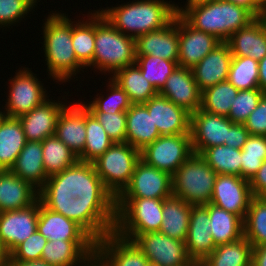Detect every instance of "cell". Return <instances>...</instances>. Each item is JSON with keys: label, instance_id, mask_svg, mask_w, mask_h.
I'll use <instances>...</instances> for the list:
<instances>
[{"label": "cell", "instance_id": "cell-27", "mask_svg": "<svg viewBox=\"0 0 266 266\" xmlns=\"http://www.w3.org/2000/svg\"><path fill=\"white\" fill-rule=\"evenodd\" d=\"M37 231L48 241L94 240L80 225L46 208L39 199Z\"/></svg>", "mask_w": 266, "mask_h": 266}, {"label": "cell", "instance_id": "cell-42", "mask_svg": "<svg viewBox=\"0 0 266 266\" xmlns=\"http://www.w3.org/2000/svg\"><path fill=\"white\" fill-rule=\"evenodd\" d=\"M243 227L244 237L252 247L266 245V198H252Z\"/></svg>", "mask_w": 266, "mask_h": 266}, {"label": "cell", "instance_id": "cell-63", "mask_svg": "<svg viewBox=\"0 0 266 266\" xmlns=\"http://www.w3.org/2000/svg\"><path fill=\"white\" fill-rule=\"evenodd\" d=\"M4 116H5L4 112H2L0 109V121L4 118Z\"/></svg>", "mask_w": 266, "mask_h": 266}, {"label": "cell", "instance_id": "cell-21", "mask_svg": "<svg viewBox=\"0 0 266 266\" xmlns=\"http://www.w3.org/2000/svg\"><path fill=\"white\" fill-rule=\"evenodd\" d=\"M46 99L40 105L18 117L27 141L42 142L55 135L58 117L67 102Z\"/></svg>", "mask_w": 266, "mask_h": 266}, {"label": "cell", "instance_id": "cell-40", "mask_svg": "<svg viewBox=\"0 0 266 266\" xmlns=\"http://www.w3.org/2000/svg\"><path fill=\"white\" fill-rule=\"evenodd\" d=\"M238 92L228 80L219 82L202 91L200 109L227 117Z\"/></svg>", "mask_w": 266, "mask_h": 266}, {"label": "cell", "instance_id": "cell-52", "mask_svg": "<svg viewBox=\"0 0 266 266\" xmlns=\"http://www.w3.org/2000/svg\"><path fill=\"white\" fill-rule=\"evenodd\" d=\"M249 135L244 124L234 123L229 129L228 141H225L224 145L241 150Z\"/></svg>", "mask_w": 266, "mask_h": 266}, {"label": "cell", "instance_id": "cell-36", "mask_svg": "<svg viewBox=\"0 0 266 266\" xmlns=\"http://www.w3.org/2000/svg\"><path fill=\"white\" fill-rule=\"evenodd\" d=\"M253 247L242 237L238 241L216 246L200 266H252Z\"/></svg>", "mask_w": 266, "mask_h": 266}, {"label": "cell", "instance_id": "cell-26", "mask_svg": "<svg viewBox=\"0 0 266 266\" xmlns=\"http://www.w3.org/2000/svg\"><path fill=\"white\" fill-rule=\"evenodd\" d=\"M231 61L232 53L229 45L226 42H221L191 68L199 90L202 92L219 82L226 81Z\"/></svg>", "mask_w": 266, "mask_h": 266}, {"label": "cell", "instance_id": "cell-41", "mask_svg": "<svg viewBox=\"0 0 266 266\" xmlns=\"http://www.w3.org/2000/svg\"><path fill=\"white\" fill-rule=\"evenodd\" d=\"M200 156L217 174L240 176L241 150L218 145L205 149Z\"/></svg>", "mask_w": 266, "mask_h": 266}, {"label": "cell", "instance_id": "cell-9", "mask_svg": "<svg viewBox=\"0 0 266 266\" xmlns=\"http://www.w3.org/2000/svg\"><path fill=\"white\" fill-rule=\"evenodd\" d=\"M141 151L126 142H116L93 162L105 188L115 199L128 186Z\"/></svg>", "mask_w": 266, "mask_h": 266}, {"label": "cell", "instance_id": "cell-5", "mask_svg": "<svg viewBox=\"0 0 266 266\" xmlns=\"http://www.w3.org/2000/svg\"><path fill=\"white\" fill-rule=\"evenodd\" d=\"M135 62V38L115 29L98 10H95L94 57L88 67L93 66L101 73L112 75Z\"/></svg>", "mask_w": 266, "mask_h": 266}, {"label": "cell", "instance_id": "cell-8", "mask_svg": "<svg viewBox=\"0 0 266 266\" xmlns=\"http://www.w3.org/2000/svg\"><path fill=\"white\" fill-rule=\"evenodd\" d=\"M217 175L199 154L193 153L172 175V196L192 206L207 205Z\"/></svg>", "mask_w": 266, "mask_h": 266}, {"label": "cell", "instance_id": "cell-23", "mask_svg": "<svg viewBox=\"0 0 266 266\" xmlns=\"http://www.w3.org/2000/svg\"><path fill=\"white\" fill-rule=\"evenodd\" d=\"M95 255L106 266H146L149 261L133 241L115 232L96 242Z\"/></svg>", "mask_w": 266, "mask_h": 266}, {"label": "cell", "instance_id": "cell-4", "mask_svg": "<svg viewBox=\"0 0 266 266\" xmlns=\"http://www.w3.org/2000/svg\"><path fill=\"white\" fill-rule=\"evenodd\" d=\"M181 17L196 30L212 34L221 42L255 19L247 9L223 0L189 8Z\"/></svg>", "mask_w": 266, "mask_h": 266}, {"label": "cell", "instance_id": "cell-47", "mask_svg": "<svg viewBox=\"0 0 266 266\" xmlns=\"http://www.w3.org/2000/svg\"><path fill=\"white\" fill-rule=\"evenodd\" d=\"M263 94L260 88L239 90L227 117L233 123L244 124Z\"/></svg>", "mask_w": 266, "mask_h": 266}, {"label": "cell", "instance_id": "cell-31", "mask_svg": "<svg viewBox=\"0 0 266 266\" xmlns=\"http://www.w3.org/2000/svg\"><path fill=\"white\" fill-rule=\"evenodd\" d=\"M10 170L39 192L48 178L43 167L42 142L27 141Z\"/></svg>", "mask_w": 266, "mask_h": 266}, {"label": "cell", "instance_id": "cell-13", "mask_svg": "<svg viewBox=\"0 0 266 266\" xmlns=\"http://www.w3.org/2000/svg\"><path fill=\"white\" fill-rule=\"evenodd\" d=\"M172 196V175L140 160L128 186L117 198L167 199Z\"/></svg>", "mask_w": 266, "mask_h": 266}, {"label": "cell", "instance_id": "cell-18", "mask_svg": "<svg viewBox=\"0 0 266 266\" xmlns=\"http://www.w3.org/2000/svg\"><path fill=\"white\" fill-rule=\"evenodd\" d=\"M160 135L190 134L191 114L157 94L143 103Z\"/></svg>", "mask_w": 266, "mask_h": 266}, {"label": "cell", "instance_id": "cell-29", "mask_svg": "<svg viewBox=\"0 0 266 266\" xmlns=\"http://www.w3.org/2000/svg\"><path fill=\"white\" fill-rule=\"evenodd\" d=\"M38 199V191L11 170L0 171V213L26 208Z\"/></svg>", "mask_w": 266, "mask_h": 266}, {"label": "cell", "instance_id": "cell-39", "mask_svg": "<svg viewBox=\"0 0 266 266\" xmlns=\"http://www.w3.org/2000/svg\"><path fill=\"white\" fill-rule=\"evenodd\" d=\"M113 143L101 123L86 107V141L83 153L78 161L93 163Z\"/></svg>", "mask_w": 266, "mask_h": 266}, {"label": "cell", "instance_id": "cell-1", "mask_svg": "<svg viewBox=\"0 0 266 266\" xmlns=\"http://www.w3.org/2000/svg\"><path fill=\"white\" fill-rule=\"evenodd\" d=\"M73 197L84 201H116L105 188L94 164L82 161L48 177L38 192L41 202H65Z\"/></svg>", "mask_w": 266, "mask_h": 266}, {"label": "cell", "instance_id": "cell-44", "mask_svg": "<svg viewBox=\"0 0 266 266\" xmlns=\"http://www.w3.org/2000/svg\"><path fill=\"white\" fill-rule=\"evenodd\" d=\"M266 160V136L249 135L241 149L240 177L250 181Z\"/></svg>", "mask_w": 266, "mask_h": 266}, {"label": "cell", "instance_id": "cell-25", "mask_svg": "<svg viewBox=\"0 0 266 266\" xmlns=\"http://www.w3.org/2000/svg\"><path fill=\"white\" fill-rule=\"evenodd\" d=\"M210 228L207 208L204 205L192 206L185 244L193 262L200 264L216 248Z\"/></svg>", "mask_w": 266, "mask_h": 266}, {"label": "cell", "instance_id": "cell-58", "mask_svg": "<svg viewBox=\"0 0 266 266\" xmlns=\"http://www.w3.org/2000/svg\"><path fill=\"white\" fill-rule=\"evenodd\" d=\"M7 266H50L43 260L34 261H8Z\"/></svg>", "mask_w": 266, "mask_h": 266}, {"label": "cell", "instance_id": "cell-33", "mask_svg": "<svg viewBox=\"0 0 266 266\" xmlns=\"http://www.w3.org/2000/svg\"><path fill=\"white\" fill-rule=\"evenodd\" d=\"M191 207V204L175 196L164 199L160 232L173 239L185 241L190 222Z\"/></svg>", "mask_w": 266, "mask_h": 266}, {"label": "cell", "instance_id": "cell-11", "mask_svg": "<svg viewBox=\"0 0 266 266\" xmlns=\"http://www.w3.org/2000/svg\"><path fill=\"white\" fill-rule=\"evenodd\" d=\"M14 76L8 80L9 95L2 111L7 117L18 118L48 99L49 93L28 67L16 71Z\"/></svg>", "mask_w": 266, "mask_h": 266}, {"label": "cell", "instance_id": "cell-64", "mask_svg": "<svg viewBox=\"0 0 266 266\" xmlns=\"http://www.w3.org/2000/svg\"><path fill=\"white\" fill-rule=\"evenodd\" d=\"M186 266H200V264H187Z\"/></svg>", "mask_w": 266, "mask_h": 266}, {"label": "cell", "instance_id": "cell-3", "mask_svg": "<svg viewBox=\"0 0 266 266\" xmlns=\"http://www.w3.org/2000/svg\"><path fill=\"white\" fill-rule=\"evenodd\" d=\"M45 61L47 72L55 82H69L85 67L77 60L72 46V21L58 11L50 13L43 26ZM82 68V69H81Z\"/></svg>", "mask_w": 266, "mask_h": 266}, {"label": "cell", "instance_id": "cell-35", "mask_svg": "<svg viewBox=\"0 0 266 266\" xmlns=\"http://www.w3.org/2000/svg\"><path fill=\"white\" fill-rule=\"evenodd\" d=\"M110 78L127 93L132 104L145 103L158 94L136 64L117 70Z\"/></svg>", "mask_w": 266, "mask_h": 266}, {"label": "cell", "instance_id": "cell-62", "mask_svg": "<svg viewBox=\"0 0 266 266\" xmlns=\"http://www.w3.org/2000/svg\"><path fill=\"white\" fill-rule=\"evenodd\" d=\"M146 266H161V265H159V264H157V263H154V262H150V261H148V263H147Z\"/></svg>", "mask_w": 266, "mask_h": 266}, {"label": "cell", "instance_id": "cell-15", "mask_svg": "<svg viewBox=\"0 0 266 266\" xmlns=\"http://www.w3.org/2000/svg\"><path fill=\"white\" fill-rule=\"evenodd\" d=\"M234 123L226 116L198 109L191 114L190 134L192 149L201 154L205 149L224 145L228 141L229 129Z\"/></svg>", "mask_w": 266, "mask_h": 266}, {"label": "cell", "instance_id": "cell-56", "mask_svg": "<svg viewBox=\"0 0 266 266\" xmlns=\"http://www.w3.org/2000/svg\"><path fill=\"white\" fill-rule=\"evenodd\" d=\"M259 74V88L263 93H266V55L259 61L258 65Z\"/></svg>", "mask_w": 266, "mask_h": 266}, {"label": "cell", "instance_id": "cell-12", "mask_svg": "<svg viewBox=\"0 0 266 266\" xmlns=\"http://www.w3.org/2000/svg\"><path fill=\"white\" fill-rule=\"evenodd\" d=\"M133 242L150 262L161 266L198 264L189 258L185 241L173 239L160 231L140 234Z\"/></svg>", "mask_w": 266, "mask_h": 266}, {"label": "cell", "instance_id": "cell-10", "mask_svg": "<svg viewBox=\"0 0 266 266\" xmlns=\"http://www.w3.org/2000/svg\"><path fill=\"white\" fill-rule=\"evenodd\" d=\"M193 153L191 134L161 135L141 150V160L173 175Z\"/></svg>", "mask_w": 266, "mask_h": 266}, {"label": "cell", "instance_id": "cell-7", "mask_svg": "<svg viewBox=\"0 0 266 266\" xmlns=\"http://www.w3.org/2000/svg\"><path fill=\"white\" fill-rule=\"evenodd\" d=\"M164 199L116 198L114 232L133 241L138 235L160 231Z\"/></svg>", "mask_w": 266, "mask_h": 266}, {"label": "cell", "instance_id": "cell-2", "mask_svg": "<svg viewBox=\"0 0 266 266\" xmlns=\"http://www.w3.org/2000/svg\"><path fill=\"white\" fill-rule=\"evenodd\" d=\"M106 8L98 11L115 29L135 39L164 28L176 15L175 3L166 0H135Z\"/></svg>", "mask_w": 266, "mask_h": 266}, {"label": "cell", "instance_id": "cell-14", "mask_svg": "<svg viewBox=\"0 0 266 266\" xmlns=\"http://www.w3.org/2000/svg\"><path fill=\"white\" fill-rule=\"evenodd\" d=\"M253 197L248 180L236 175L218 174L210 203L244 221Z\"/></svg>", "mask_w": 266, "mask_h": 266}, {"label": "cell", "instance_id": "cell-50", "mask_svg": "<svg viewBox=\"0 0 266 266\" xmlns=\"http://www.w3.org/2000/svg\"><path fill=\"white\" fill-rule=\"evenodd\" d=\"M114 142H126V112L92 113Z\"/></svg>", "mask_w": 266, "mask_h": 266}, {"label": "cell", "instance_id": "cell-16", "mask_svg": "<svg viewBox=\"0 0 266 266\" xmlns=\"http://www.w3.org/2000/svg\"><path fill=\"white\" fill-rule=\"evenodd\" d=\"M39 198L30 206L0 213V239L10 254L37 230Z\"/></svg>", "mask_w": 266, "mask_h": 266}, {"label": "cell", "instance_id": "cell-34", "mask_svg": "<svg viewBox=\"0 0 266 266\" xmlns=\"http://www.w3.org/2000/svg\"><path fill=\"white\" fill-rule=\"evenodd\" d=\"M210 217V231L216 246L232 243L244 237L243 220L225 209L209 203L204 205Z\"/></svg>", "mask_w": 266, "mask_h": 266}, {"label": "cell", "instance_id": "cell-57", "mask_svg": "<svg viewBox=\"0 0 266 266\" xmlns=\"http://www.w3.org/2000/svg\"><path fill=\"white\" fill-rule=\"evenodd\" d=\"M188 1V2H187ZM185 3V7H179L177 4L175 5V12L177 15H182L187 9L193 8L199 5L207 4L209 2L215 1V0H187Z\"/></svg>", "mask_w": 266, "mask_h": 266}, {"label": "cell", "instance_id": "cell-37", "mask_svg": "<svg viewBox=\"0 0 266 266\" xmlns=\"http://www.w3.org/2000/svg\"><path fill=\"white\" fill-rule=\"evenodd\" d=\"M86 19L85 21L81 19L76 22L72 21V46L77 60L88 68L94 57L95 10L93 13H88Z\"/></svg>", "mask_w": 266, "mask_h": 266}, {"label": "cell", "instance_id": "cell-30", "mask_svg": "<svg viewBox=\"0 0 266 266\" xmlns=\"http://www.w3.org/2000/svg\"><path fill=\"white\" fill-rule=\"evenodd\" d=\"M161 135L143 104H132L126 111V143L139 151Z\"/></svg>", "mask_w": 266, "mask_h": 266}, {"label": "cell", "instance_id": "cell-55", "mask_svg": "<svg viewBox=\"0 0 266 266\" xmlns=\"http://www.w3.org/2000/svg\"><path fill=\"white\" fill-rule=\"evenodd\" d=\"M252 266H266V245L253 247Z\"/></svg>", "mask_w": 266, "mask_h": 266}, {"label": "cell", "instance_id": "cell-49", "mask_svg": "<svg viewBox=\"0 0 266 266\" xmlns=\"http://www.w3.org/2000/svg\"><path fill=\"white\" fill-rule=\"evenodd\" d=\"M47 242L48 240L36 230L9 254V261L41 260Z\"/></svg>", "mask_w": 266, "mask_h": 266}, {"label": "cell", "instance_id": "cell-24", "mask_svg": "<svg viewBox=\"0 0 266 266\" xmlns=\"http://www.w3.org/2000/svg\"><path fill=\"white\" fill-rule=\"evenodd\" d=\"M55 136L78 158L82 155L86 141V106L83 102L78 101L62 109L57 120Z\"/></svg>", "mask_w": 266, "mask_h": 266}, {"label": "cell", "instance_id": "cell-46", "mask_svg": "<svg viewBox=\"0 0 266 266\" xmlns=\"http://www.w3.org/2000/svg\"><path fill=\"white\" fill-rule=\"evenodd\" d=\"M108 83V93L105 95L106 97L101 94H97L93 101L89 103H85V106L91 113H119V112H126L132 103L130 102L127 93L111 78L109 79ZM99 95V97H98Z\"/></svg>", "mask_w": 266, "mask_h": 266}, {"label": "cell", "instance_id": "cell-28", "mask_svg": "<svg viewBox=\"0 0 266 266\" xmlns=\"http://www.w3.org/2000/svg\"><path fill=\"white\" fill-rule=\"evenodd\" d=\"M232 56L250 57L260 61L266 55V28L260 18L240 28L226 41Z\"/></svg>", "mask_w": 266, "mask_h": 266}, {"label": "cell", "instance_id": "cell-17", "mask_svg": "<svg viewBox=\"0 0 266 266\" xmlns=\"http://www.w3.org/2000/svg\"><path fill=\"white\" fill-rule=\"evenodd\" d=\"M136 56H155L178 63L179 15L164 28L135 39Z\"/></svg>", "mask_w": 266, "mask_h": 266}, {"label": "cell", "instance_id": "cell-48", "mask_svg": "<svg viewBox=\"0 0 266 266\" xmlns=\"http://www.w3.org/2000/svg\"><path fill=\"white\" fill-rule=\"evenodd\" d=\"M36 3L35 0H0V27L19 23L37 6Z\"/></svg>", "mask_w": 266, "mask_h": 266}, {"label": "cell", "instance_id": "cell-51", "mask_svg": "<svg viewBox=\"0 0 266 266\" xmlns=\"http://www.w3.org/2000/svg\"><path fill=\"white\" fill-rule=\"evenodd\" d=\"M250 135L266 136V93L244 123Z\"/></svg>", "mask_w": 266, "mask_h": 266}, {"label": "cell", "instance_id": "cell-54", "mask_svg": "<svg viewBox=\"0 0 266 266\" xmlns=\"http://www.w3.org/2000/svg\"><path fill=\"white\" fill-rule=\"evenodd\" d=\"M234 3L247 9L255 18H259L262 12L263 0H223Z\"/></svg>", "mask_w": 266, "mask_h": 266}, {"label": "cell", "instance_id": "cell-22", "mask_svg": "<svg viewBox=\"0 0 266 266\" xmlns=\"http://www.w3.org/2000/svg\"><path fill=\"white\" fill-rule=\"evenodd\" d=\"M95 251V240H53L43 248L41 260L50 266H83Z\"/></svg>", "mask_w": 266, "mask_h": 266}, {"label": "cell", "instance_id": "cell-38", "mask_svg": "<svg viewBox=\"0 0 266 266\" xmlns=\"http://www.w3.org/2000/svg\"><path fill=\"white\" fill-rule=\"evenodd\" d=\"M43 167L47 177L73 166L78 157L55 135L42 141Z\"/></svg>", "mask_w": 266, "mask_h": 266}, {"label": "cell", "instance_id": "cell-60", "mask_svg": "<svg viewBox=\"0 0 266 266\" xmlns=\"http://www.w3.org/2000/svg\"><path fill=\"white\" fill-rule=\"evenodd\" d=\"M83 266H106L96 255L91 257Z\"/></svg>", "mask_w": 266, "mask_h": 266}, {"label": "cell", "instance_id": "cell-6", "mask_svg": "<svg viewBox=\"0 0 266 266\" xmlns=\"http://www.w3.org/2000/svg\"><path fill=\"white\" fill-rule=\"evenodd\" d=\"M80 225L96 242L114 232L116 201H84L73 197L65 202H41Z\"/></svg>", "mask_w": 266, "mask_h": 266}, {"label": "cell", "instance_id": "cell-32", "mask_svg": "<svg viewBox=\"0 0 266 266\" xmlns=\"http://www.w3.org/2000/svg\"><path fill=\"white\" fill-rule=\"evenodd\" d=\"M21 122L18 118L4 116L0 121V169L10 170L26 145Z\"/></svg>", "mask_w": 266, "mask_h": 266}, {"label": "cell", "instance_id": "cell-53", "mask_svg": "<svg viewBox=\"0 0 266 266\" xmlns=\"http://www.w3.org/2000/svg\"><path fill=\"white\" fill-rule=\"evenodd\" d=\"M249 185L254 197L266 198V160L249 181Z\"/></svg>", "mask_w": 266, "mask_h": 266}, {"label": "cell", "instance_id": "cell-19", "mask_svg": "<svg viewBox=\"0 0 266 266\" xmlns=\"http://www.w3.org/2000/svg\"><path fill=\"white\" fill-rule=\"evenodd\" d=\"M220 43L214 35L196 30L179 15V67L193 68Z\"/></svg>", "mask_w": 266, "mask_h": 266}, {"label": "cell", "instance_id": "cell-45", "mask_svg": "<svg viewBox=\"0 0 266 266\" xmlns=\"http://www.w3.org/2000/svg\"><path fill=\"white\" fill-rule=\"evenodd\" d=\"M135 64L140 68L142 75L159 92L165 85L168 77L178 67L175 61H169L155 56H136Z\"/></svg>", "mask_w": 266, "mask_h": 266}, {"label": "cell", "instance_id": "cell-20", "mask_svg": "<svg viewBox=\"0 0 266 266\" xmlns=\"http://www.w3.org/2000/svg\"><path fill=\"white\" fill-rule=\"evenodd\" d=\"M158 94L190 114L201 108L202 92L199 90L190 68L178 66Z\"/></svg>", "mask_w": 266, "mask_h": 266}, {"label": "cell", "instance_id": "cell-59", "mask_svg": "<svg viewBox=\"0 0 266 266\" xmlns=\"http://www.w3.org/2000/svg\"><path fill=\"white\" fill-rule=\"evenodd\" d=\"M9 261V253L6 248L3 246L0 239V266H7Z\"/></svg>", "mask_w": 266, "mask_h": 266}, {"label": "cell", "instance_id": "cell-61", "mask_svg": "<svg viewBox=\"0 0 266 266\" xmlns=\"http://www.w3.org/2000/svg\"><path fill=\"white\" fill-rule=\"evenodd\" d=\"M259 18L262 20L266 28V0H263L262 12Z\"/></svg>", "mask_w": 266, "mask_h": 266}, {"label": "cell", "instance_id": "cell-43", "mask_svg": "<svg viewBox=\"0 0 266 266\" xmlns=\"http://www.w3.org/2000/svg\"><path fill=\"white\" fill-rule=\"evenodd\" d=\"M259 61L250 57L232 56L227 80L237 90L259 88Z\"/></svg>", "mask_w": 266, "mask_h": 266}]
</instances>
